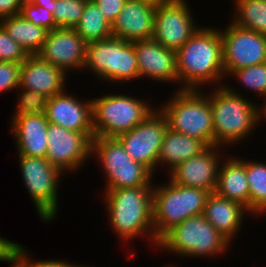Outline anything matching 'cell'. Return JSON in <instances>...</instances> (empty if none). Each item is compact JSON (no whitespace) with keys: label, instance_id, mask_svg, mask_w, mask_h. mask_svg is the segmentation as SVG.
Returning a JSON list of instances; mask_svg holds the SVG:
<instances>
[{"label":"cell","instance_id":"d590c367","mask_svg":"<svg viewBox=\"0 0 266 267\" xmlns=\"http://www.w3.org/2000/svg\"><path fill=\"white\" fill-rule=\"evenodd\" d=\"M21 63L0 61V93L19 88Z\"/></svg>","mask_w":266,"mask_h":267},{"label":"cell","instance_id":"4fadbf2b","mask_svg":"<svg viewBox=\"0 0 266 267\" xmlns=\"http://www.w3.org/2000/svg\"><path fill=\"white\" fill-rule=\"evenodd\" d=\"M188 4V0H170L155 8L152 38L165 48L177 51L201 27L194 22V15Z\"/></svg>","mask_w":266,"mask_h":267},{"label":"cell","instance_id":"277c9868","mask_svg":"<svg viewBox=\"0 0 266 267\" xmlns=\"http://www.w3.org/2000/svg\"><path fill=\"white\" fill-rule=\"evenodd\" d=\"M174 93L158 106L167 118L168 128L198 139L207 147L213 146V116L206 92L175 90Z\"/></svg>","mask_w":266,"mask_h":267},{"label":"cell","instance_id":"cb8c5ba5","mask_svg":"<svg viewBox=\"0 0 266 267\" xmlns=\"http://www.w3.org/2000/svg\"><path fill=\"white\" fill-rule=\"evenodd\" d=\"M124 42L121 38L110 37L87 43L84 69H89L94 77L114 84L116 50Z\"/></svg>","mask_w":266,"mask_h":267},{"label":"cell","instance_id":"83f0119b","mask_svg":"<svg viewBox=\"0 0 266 267\" xmlns=\"http://www.w3.org/2000/svg\"><path fill=\"white\" fill-rule=\"evenodd\" d=\"M231 23L266 35V0H237Z\"/></svg>","mask_w":266,"mask_h":267},{"label":"cell","instance_id":"7402d4cb","mask_svg":"<svg viewBox=\"0 0 266 267\" xmlns=\"http://www.w3.org/2000/svg\"><path fill=\"white\" fill-rule=\"evenodd\" d=\"M225 157L219 167L215 193L220 197L238 202L249 211L246 160L234 155Z\"/></svg>","mask_w":266,"mask_h":267},{"label":"cell","instance_id":"44dd1931","mask_svg":"<svg viewBox=\"0 0 266 267\" xmlns=\"http://www.w3.org/2000/svg\"><path fill=\"white\" fill-rule=\"evenodd\" d=\"M203 214L206 220L232 243L244 226L245 215L251 213L238 202L220 197L214 192L207 196Z\"/></svg>","mask_w":266,"mask_h":267},{"label":"cell","instance_id":"ee69618b","mask_svg":"<svg viewBox=\"0 0 266 267\" xmlns=\"http://www.w3.org/2000/svg\"><path fill=\"white\" fill-rule=\"evenodd\" d=\"M171 265V266H170ZM163 267H165V266H163ZM167 267H175L174 266V264H173V266H172V264H168V266ZM177 267V266H176Z\"/></svg>","mask_w":266,"mask_h":267},{"label":"cell","instance_id":"f1b7e54d","mask_svg":"<svg viewBox=\"0 0 266 267\" xmlns=\"http://www.w3.org/2000/svg\"><path fill=\"white\" fill-rule=\"evenodd\" d=\"M139 78L134 42L124 41L116 50L114 83L123 85L124 82H131V80Z\"/></svg>","mask_w":266,"mask_h":267},{"label":"cell","instance_id":"ac0fdd59","mask_svg":"<svg viewBox=\"0 0 266 267\" xmlns=\"http://www.w3.org/2000/svg\"><path fill=\"white\" fill-rule=\"evenodd\" d=\"M155 8L146 2L127 0L111 25L112 35L128 42L151 39L154 33Z\"/></svg>","mask_w":266,"mask_h":267},{"label":"cell","instance_id":"1f68e13d","mask_svg":"<svg viewBox=\"0 0 266 267\" xmlns=\"http://www.w3.org/2000/svg\"><path fill=\"white\" fill-rule=\"evenodd\" d=\"M19 97L13 115L45 114L47 97L36 91L18 88ZM21 92V93H20Z\"/></svg>","mask_w":266,"mask_h":267},{"label":"cell","instance_id":"d4e9b609","mask_svg":"<svg viewBox=\"0 0 266 267\" xmlns=\"http://www.w3.org/2000/svg\"><path fill=\"white\" fill-rule=\"evenodd\" d=\"M0 25L28 55L40 52L48 33V30L26 20L21 14L0 19Z\"/></svg>","mask_w":266,"mask_h":267},{"label":"cell","instance_id":"7c38bea8","mask_svg":"<svg viewBox=\"0 0 266 267\" xmlns=\"http://www.w3.org/2000/svg\"><path fill=\"white\" fill-rule=\"evenodd\" d=\"M46 159L65 173L78 171L91 159V144L94 133H79L56 124L48 126Z\"/></svg>","mask_w":266,"mask_h":267},{"label":"cell","instance_id":"30bf717a","mask_svg":"<svg viewBox=\"0 0 266 267\" xmlns=\"http://www.w3.org/2000/svg\"><path fill=\"white\" fill-rule=\"evenodd\" d=\"M167 128V118L157 107V110L155 109L140 124L129 132L119 135L117 139L131 159L143 164L155 174L160 147Z\"/></svg>","mask_w":266,"mask_h":267},{"label":"cell","instance_id":"ab89813d","mask_svg":"<svg viewBox=\"0 0 266 267\" xmlns=\"http://www.w3.org/2000/svg\"><path fill=\"white\" fill-rule=\"evenodd\" d=\"M33 5L42 6L52 13L55 11V0H29Z\"/></svg>","mask_w":266,"mask_h":267},{"label":"cell","instance_id":"484cf974","mask_svg":"<svg viewBox=\"0 0 266 267\" xmlns=\"http://www.w3.org/2000/svg\"><path fill=\"white\" fill-rule=\"evenodd\" d=\"M74 30L86 43L104 40L113 36L111 24L103 16L93 0L86 1L84 12Z\"/></svg>","mask_w":266,"mask_h":267},{"label":"cell","instance_id":"7a4b0ae2","mask_svg":"<svg viewBox=\"0 0 266 267\" xmlns=\"http://www.w3.org/2000/svg\"><path fill=\"white\" fill-rule=\"evenodd\" d=\"M103 196L108 214L105 216L121 242L130 244L138 236H144L150 245L157 247L153 228V186L109 189Z\"/></svg>","mask_w":266,"mask_h":267},{"label":"cell","instance_id":"2e32d148","mask_svg":"<svg viewBox=\"0 0 266 267\" xmlns=\"http://www.w3.org/2000/svg\"><path fill=\"white\" fill-rule=\"evenodd\" d=\"M65 89L62 93L47 98L45 115L50 124L79 133H94L92 126L91 99H78Z\"/></svg>","mask_w":266,"mask_h":267},{"label":"cell","instance_id":"603a6c76","mask_svg":"<svg viewBox=\"0 0 266 267\" xmlns=\"http://www.w3.org/2000/svg\"><path fill=\"white\" fill-rule=\"evenodd\" d=\"M206 148L207 146L202 141L167 128L157 159V170L158 165L161 164L167 166L166 170L168 169L169 173L178 164L199 155Z\"/></svg>","mask_w":266,"mask_h":267},{"label":"cell","instance_id":"5bb4252c","mask_svg":"<svg viewBox=\"0 0 266 267\" xmlns=\"http://www.w3.org/2000/svg\"><path fill=\"white\" fill-rule=\"evenodd\" d=\"M87 43L74 28H55L48 31L42 49V60L60 68L65 74L83 69ZM72 69V70H71Z\"/></svg>","mask_w":266,"mask_h":267},{"label":"cell","instance_id":"6da1fadb","mask_svg":"<svg viewBox=\"0 0 266 267\" xmlns=\"http://www.w3.org/2000/svg\"><path fill=\"white\" fill-rule=\"evenodd\" d=\"M176 54L181 86L176 85L177 90H201V87L203 90L204 85L208 88L211 84L212 87L224 85L222 37L217 27H200Z\"/></svg>","mask_w":266,"mask_h":267},{"label":"cell","instance_id":"8d00e7d4","mask_svg":"<svg viewBox=\"0 0 266 267\" xmlns=\"http://www.w3.org/2000/svg\"><path fill=\"white\" fill-rule=\"evenodd\" d=\"M127 0H93L103 16L112 25Z\"/></svg>","mask_w":266,"mask_h":267},{"label":"cell","instance_id":"836d02e7","mask_svg":"<svg viewBox=\"0 0 266 267\" xmlns=\"http://www.w3.org/2000/svg\"><path fill=\"white\" fill-rule=\"evenodd\" d=\"M20 14L26 20L48 31L58 28L51 11L39 5H33L29 0L24 1Z\"/></svg>","mask_w":266,"mask_h":267},{"label":"cell","instance_id":"9c48e42d","mask_svg":"<svg viewBox=\"0 0 266 267\" xmlns=\"http://www.w3.org/2000/svg\"><path fill=\"white\" fill-rule=\"evenodd\" d=\"M18 157L21 177L37 209V215L42 222L50 224L59 214L58 190L64 173L46 158L25 155H18Z\"/></svg>","mask_w":266,"mask_h":267},{"label":"cell","instance_id":"60d3db41","mask_svg":"<svg viewBox=\"0 0 266 267\" xmlns=\"http://www.w3.org/2000/svg\"><path fill=\"white\" fill-rule=\"evenodd\" d=\"M262 120L266 121V98L263 103L258 106V124H260V122L262 123Z\"/></svg>","mask_w":266,"mask_h":267},{"label":"cell","instance_id":"4316f807","mask_svg":"<svg viewBox=\"0 0 266 267\" xmlns=\"http://www.w3.org/2000/svg\"><path fill=\"white\" fill-rule=\"evenodd\" d=\"M246 177L249 185V213H266V162L246 159Z\"/></svg>","mask_w":266,"mask_h":267},{"label":"cell","instance_id":"f546056e","mask_svg":"<svg viewBox=\"0 0 266 267\" xmlns=\"http://www.w3.org/2000/svg\"><path fill=\"white\" fill-rule=\"evenodd\" d=\"M228 76L235 77L241 87H245L263 99L266 98V62L231 71Z\"/></svg>","mask_w":266,"mask_h":267},{"label":"cell","instance_id":"4dcf8cb0","mask_svg":"<svg viewBox=\"0 0 266 267\" xmlns=\"http://www.w3.org/2000/svg\"><path fill=\"white\" fill-rule=\"evenodd\" d=\"M86 0H55L53 17L60 28H74L84 12Z\"/></svg>","mask_w":266,"mask_h":267},{"label":"cell","instance_id":"7bdbcfd3","mask_svg":"<svg viewBox=\"0 0 266 267\" xmlns=\"http://www.w3.org/2000/svg\"><path fill=\"white\" fill-rule=\"evenodd\" d=\"M11 266L10 267H18L13 261H11Z\"/></svg>","mask_w":266,"mask_h":267},{"label":"cell","instance_id":"9a60e30c","mask_svg":"<svg viewBox=\"0 0 266 267\" xmlns=\"http://www.w3.org/2000/svg\"><path fill=\"white\" fill-rule=\"evenodd\" d=\"M221 146H209L199 155L178 164L167 176L177 185L201 188L214 193L223 156Z\"/></svg>","mask_w":266,"mask_h":267},{"label":"cell","instance_id":"d6a6232c","mask_svg":"<svg viewBox=\"0 0 266 267\" xmlns=\"http://www.w3.org/2000/svg\"><path fill=\"white\" fill-rule=\"evenodd\" d=\"M26 246H22L19 243H16L12 253V261L18 267H78L76 263H71L64 259H54V260H35L31 258V255L28 253ZM35 260V261H34Z\"/></svg>","mask_w":266,"mask_h":267},{"label":"cell","instance_id":"8992f818","mask_svg":"<svg viewBox=\"0 0 266 267\" xmlns=\"http://www.w3.org/2000/svg\"><path fill=\"white\" fill-rule=\"evenodd\" d=\"M229 246L231 242L200 214L173 227L158 241L157 248L175 256L209 259L227 253Z\"/></svg>","mask_w":266,"mask_h":267},{"label":"cell","instance_id":"e575fe53","mask_svg":"<svg viewBox=\"0 0 266 267\" xmlns=\"http://www.w3.org/2000/svg\"><path fill=\"white\" fill-rule=\"evenodd\" d=\"M28 56L0 25V61L22 63Z\"/></svg>","mask_w":266,"mask_h":267},{"label":"cell","instance_id":"52a82bcc","mask_svg":"<svg viewBox=\"0 0 266 267\" xmlns=\"http://www.w3.org/2000/svg\"><path fill=\"white\" fill-rule=\"evenodd\" d=\"M95 137L117 138L140 124L157 107L130 94L107 93L91 99Z\"/></svg>","mask_w":266,"mask_h":267},{"label":"cell","instance_id":"e0dca14e","mask_svg":"<svg viewBox=\"0 0 266 267\" xmlns=\"http://www.w3.org/2000/svg\"><path fill=\"white\" fill-rule=\"evenodd\" d=\"M139 75L163 83H178L177 54L155 39L135 41Z\"/></svg>","mask_w":266,"mask_h":267},{"label":"cell","instance_id":"f6af8a7d","mask_svg":"<svg viewBox=\"0 0 266 267\" xmlns=\"http://www.w3.org/2000/svg\"><path fill=\"white\" fill-rule=\"evenodd\" d=\"M78 267H90V266H88V265H87V266H85V265H84V266H82V264H81V265L79 264V266H78Z\"/></svg>","mask_w":266,"mask_h":267},{"label":"cell","instance_id":"74e56055","mask_svg":"<svg viewBox=\"0 0 266 267\" xmlns=\"http://www.w3.org/2000/svg\"><path fill=\"white\" fill-rule=\"evenodd\" d=\"M25 0H0V19L18 15Z\"/></svg>","mask_w":266,"mask_h":267},{"label":"cell","instance_id":"8fae6325","mask_svg":"<svg viewBox=\"0 0 266 267\" xmlns=\"http://www.w3.org/2000/svg\"><path fill=\"white\" fill-rule=\"evenodd\" d=\"M224 73L266 62V35L230 22L220 29Z\"/></svg>","mask_w":266,"mask_h":267},{"label":"cell","instance_id":"ba28073f","mask_svg":"<svg viewBox=\"0 0 266 267\" xmlns=\"http://www.w3.org/2000/svg\"><path fill=\"white\" fill-rule=\"evenodd\" d=\"M91 157H96L105 174V190L153 186L154 174L131 159L117 138L95 137L91 144Z\"/></svg>","mask_w":266,"mask_h":267},{"label":"cell","instance_id":"ffe728a7","mask_svg":"<svg viewBox=\"0 0 266 267\" xmlns=\"http://www.w3.org/2000/svg\"><path fill=\"white\" fill-rule=\"evenodd\" d=\"M67 76L38 55H29L20 66L19 87L51 98L66 89Z\"/></svg>","mask_w":266,"mask_h":267},{"label":"cell","instance_id":"3957f363","mask_svg":"<svg viewBox=\"0 0 266 267\" xmlns=\"http://www.w3.org/2000/svg\"><path fill=\"white\" fill-rule=\"evenodd\" d=\"M216 86L211 89L208 99L213 116L214 145L231 147L254 133L258 127V103L244 98L234 86Z\"/></svg>","mask_w":266,"mask_h":267},{"label":"cell","instance_id":"5b68a950","mask_svg":"<svg viewBox=\"0 0 266 267\" xmlns=\"http://www.w3.org/2000/svg\"><path fill=\"white\" fill-rule=\"evenodd\" d=\"M154 185L152 210L157 241L189 217L204 213L208 191L177 185L170 179L164 185Z\"/></svg>","mask_w":266,"mask_h":267},{"label":"cell","instance_id":"f35d334b","mask_svg":"<svg viewBox=\"0 0 266 267\" xmlns=\"http://www.w3.org/2000/svg\"><path fill=\"white\" fill-rule=\"evenodd\" d=\"M17 242L6 239L0 235V262L12 261V253Z\"/></svg>","mask_w":266,"mask_h":267},{"label":"cell","instance_id":"d6986e66","mask_svg":"<svg viewBox=\"0 0 266 267\" xmlns=\"http://www.w3.org/2000/svg\"><path fill=\"white\" fill-rule=\"evenodd\" d=\"M13 140L18 155L46 158L49 121L45 114L12 115Z\"/></svg>","mask_w":266,"mask_h":267},{"label":"cell","instance_id":"b9f144b4","mask_svg":"<svg viewBox=\"0 0 266 267\" xmlns=\"http://www.w3.org/2000/svg\"><path fill=\"white\" fill-rule=\"evenodd\" d=\"M142 2L149 3L155 7L160 6L162 4L168 3L170 0H138Z\"/></svg>","mask_w":266,"mask_h":267}]
</instances>
